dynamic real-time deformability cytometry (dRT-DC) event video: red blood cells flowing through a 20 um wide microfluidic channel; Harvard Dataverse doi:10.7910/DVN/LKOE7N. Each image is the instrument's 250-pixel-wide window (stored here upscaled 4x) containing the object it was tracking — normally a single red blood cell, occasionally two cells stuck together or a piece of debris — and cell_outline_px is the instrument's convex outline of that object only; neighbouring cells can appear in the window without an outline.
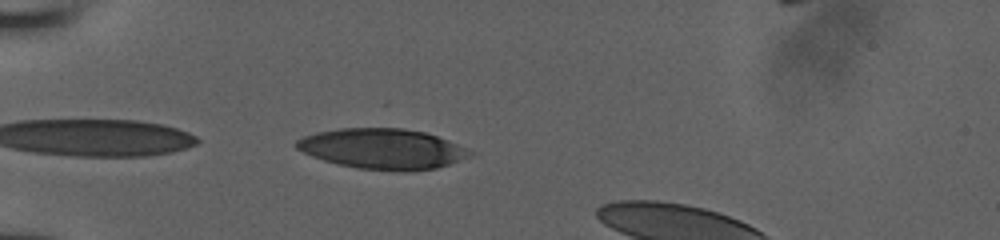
{"species": "human", "species_latin": "Homo sapiens", "temperature_condition": "room temperature", "stored_images_in_passage": 31, "camera_frame_rate_fps": 3000, "um_per_image_px": 0.085, "donor": {"sex": "male"}, "frame": {"image": 1, "passage_image": 1, "time_ms": 0.0, "image_size_px": [1000, 240], "cell_outline_px": [[472, 156], [436, 168], [404, 172], [400, 172], [360, 168], [340, 164], [324, 160], [312, 156], [296, 148], [292, 144], [296, 140], [304, 136], [316, 132], [340, 128], [404, 128], [424, 132], [436, 136], [456, 144], [472, 152]], "centroid_in_image_um": [32.48, 12.65], "position_along_channel_um": 52.5, "area_um2": 40.58}}
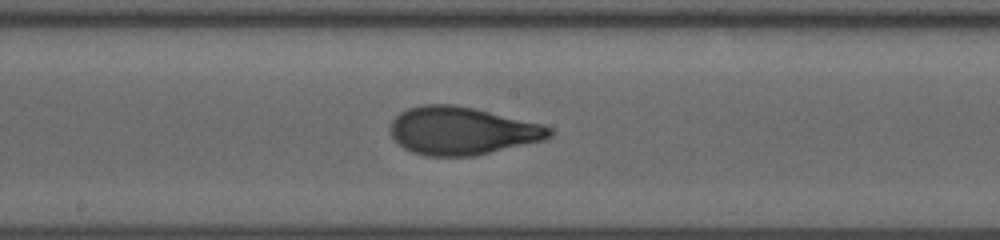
{"frame": {"image": 2, "passage_image": 14, "time_ms": 4.333, "image_size_px": [1000, 240], "cell_outline_px": [[552, 136], [544, 140], [472, 156], [424, 156], [412, 152], [404, 148], [388, 132], [388, 128], [392, 120], [400, 112], [408, 108], [420, 104], [452, 104], [472, 108], [544, 124], [552, 128]], "centroid_in_image_um": [39.24, 11.11], "position_along_channel_um": 209.0, "area_um2": 44.45}}
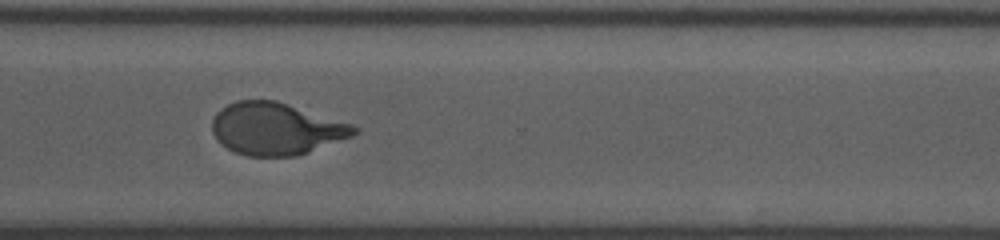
{"frame": {"image": 3, "passage_image": 24, "time_ms": 7.667, "image_size_px": [1000, 240], "cell_outline_px": [[360, 132], [352, 136], [296, 156], [248, 156], [236, 152], [220, 144], [216, 140], [212, 132], [212, 120], [216, 112], [220, 108], [236, 100], [276, 100], [352, 124], [360, 128]], "centroid_in_image_um": [23.44, 10.94], "position_along_channel_um": 347.2, "area_um2": 43.18}}